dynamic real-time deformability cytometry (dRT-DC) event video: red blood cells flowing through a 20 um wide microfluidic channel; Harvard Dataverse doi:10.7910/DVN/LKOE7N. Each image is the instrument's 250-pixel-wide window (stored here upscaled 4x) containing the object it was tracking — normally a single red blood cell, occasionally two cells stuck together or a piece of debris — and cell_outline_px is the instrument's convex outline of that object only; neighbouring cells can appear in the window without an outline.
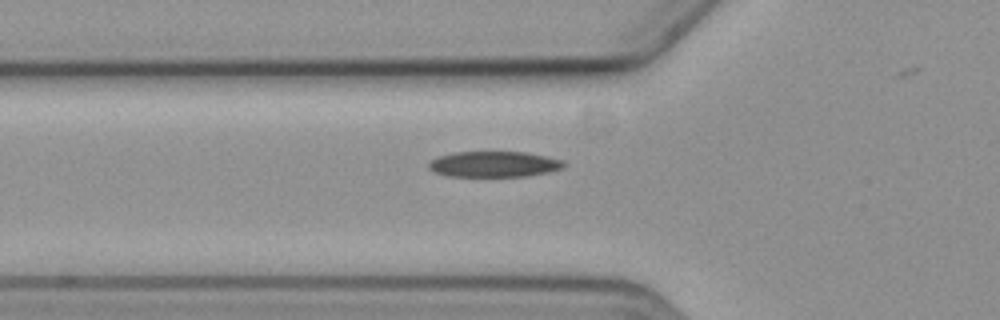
{"species": "common noctule bat (a hibernating species)", "species_latin": "Nyctalus noctula", "temperature_condition": "cold", "stored_images_in_passage": 6, "camera_frame_rate_fps": 3000, "um_per_image_px": 0.085, "animal": {"sex": "female", "body_mass_g": 19.3, "forearm_length_mm": 54.1}, "frame": {"image": 1, "passage_image": 5, "time_ms": 6.333, "image_size_px": [1000, 320], "cell_outline_px": [[568, 164], [564, 168], [548, 172], [528, 176], [448, 176], [436, 172], [428, 168], [428, 164], [436, 156], [452, 152], [528, 152], [564, 160]], "centroid_in_image_um": [42.03, 13.95], "position_along_channel_um": 83.8, "area_um2": 20.46}}